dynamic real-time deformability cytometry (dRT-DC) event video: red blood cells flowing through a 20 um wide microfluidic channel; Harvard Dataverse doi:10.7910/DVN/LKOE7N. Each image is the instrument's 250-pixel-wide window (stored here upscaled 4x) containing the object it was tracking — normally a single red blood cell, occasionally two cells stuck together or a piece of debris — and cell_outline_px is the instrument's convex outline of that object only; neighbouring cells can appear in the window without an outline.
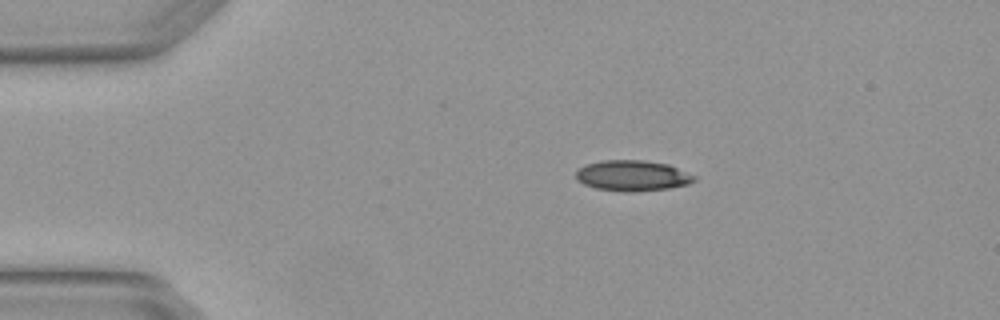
{"species": "Egyptian fruit bat (a non-hibernating species)", "species_latin": "Rousettus aegyptiacus", "temperature_condition": "warm", "stored_images_in_passage": 3, "camera_frame_rate_fps": 3000, "um_per_image_px": 0.085, "animal": {"sex": "female"}, "frame": {"image": 1, "passage_image": 1, "time_ms": 0.0, "image_size_px": [1000, 320], "cell_outline_px": [[696, 180], [688, 184], [668, 188], [632, 192], [624, 192], [596, 188], [584, 184], [576, 180], [576, 172], [584, 164], [600, 160], [644, 160], [668, 164], [696, 176]], "centroid_in_image_um": [53.73, 14.92], "position_along_channel_um": 31.3, "area_um2": 21.21}}
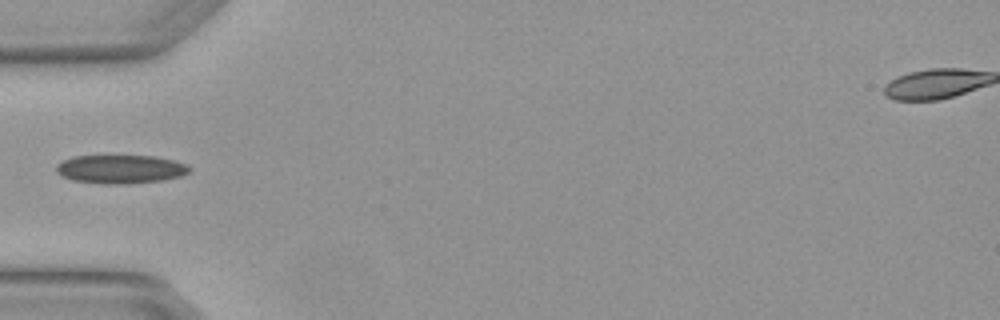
{"frame": {"image": 2, "passage_image": 3, "time_ms": 0.667, "image_size_px": [1000, 320], "cell_outline_px": [[192, 168], [188, 172], [180, 176], [160, 180], [116, 184], [104, 184], [72, 180], [60, 176], [56, 172], [56, 164], [72, 156], [156, 156], [176, 160]], "centroid_in_image_um": [10.2, 14.37], "position_along_channel_um": 74.8, "area_um2": 22.08}}